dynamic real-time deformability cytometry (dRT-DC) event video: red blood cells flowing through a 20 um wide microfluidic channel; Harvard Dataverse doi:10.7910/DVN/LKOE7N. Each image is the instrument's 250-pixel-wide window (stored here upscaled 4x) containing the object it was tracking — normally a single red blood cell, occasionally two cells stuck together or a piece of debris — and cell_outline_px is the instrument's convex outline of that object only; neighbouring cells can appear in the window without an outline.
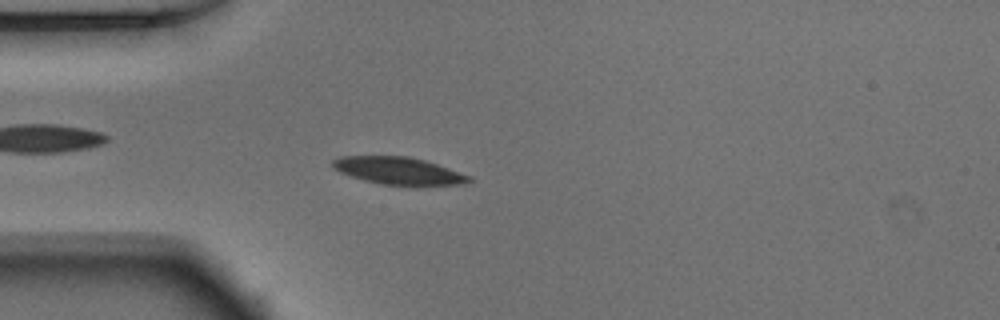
{"species": "Egyptian fruit bat (a non-hibernating species)", "species_latin": "Rousettus aegyptiacus", "temperature_condition": "warm", "stored_images_in_passage": 48, "camera_frame_rate_fps": 3000, "um_per_image_px": 0.085, "animal": {"sex": "male"}, "frame": {"image": 1, "passage_image": 10, "time_ms": 3.0, "image_size_px": [1000, 320], "cell_outline_px": [[472, 180], [464, 184], [420, 188], [416, 188], [380, 184], [364, 180], [340, 172], [332, 168], [332, 160], [340, 156], [408, 156], [424, 160], [472, 176]], "centroid_in_image_um": [33.94, 14.56], "position_along_channel_um": 51.1, "area_um2": 22.54}}
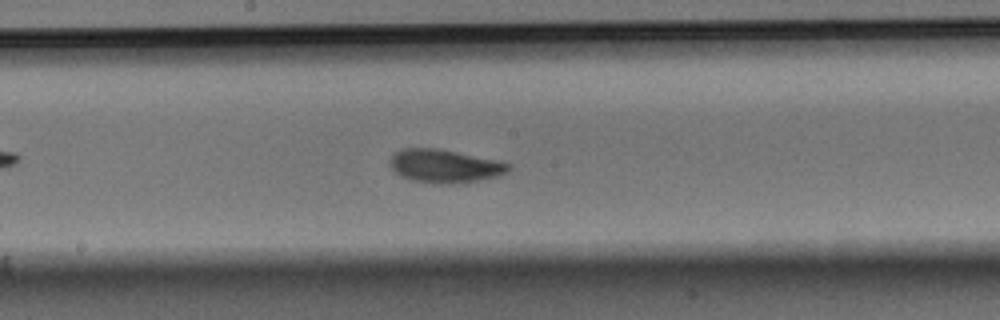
{"frame": {"image": 2, "passage_image": 23, "time_ms": 7.333, "image_size_px": [1000, 320], "cell_outline_px": [[512, 168], [508, 172], [496, 176], [476, 180], [440, 184], [432, 184], [412, 180], [400, 176], [392, 168], [392, 156], [396, 152], [404, 148], [436, 148], [496, 160], [512, 164]], "centroid_in_image_um": [37.81, 14.11], "position_along_channel_um": 210.4, "area_um2": 22.54}}
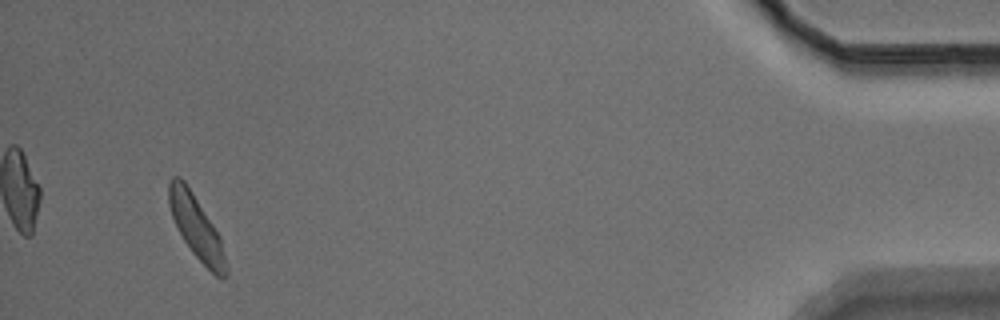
{"frame": {"image": 3, "passage_image": 45, "time_ms": 14.667, "image_size_px": [1000, 320], "cell_outline_px": [[228, 276], [224, 280], [216, 276], [192, 252], [184, 240], [172, 216], [168, 204], [168, 180], [172, 176], [180, 176], [184, 180], [192, 192], [220, 236], [228, 268]], "centroid_in_image_um": [16.7, 19.32], "position_along_channel_um": 418.5, "area_um2": 20.87}, "authors_computed_cell_mechanics": {"area_um2": 21.7039, "velocity_mm_per_s": 3.8561, "shape_relaxation_time_tau1_ms": 2.3866, "shape_relaxation_time_tau2_ms": 4.7016, "deformation_change_tau1": 0.1104, "deformation_change_tau2": 0.1017}}